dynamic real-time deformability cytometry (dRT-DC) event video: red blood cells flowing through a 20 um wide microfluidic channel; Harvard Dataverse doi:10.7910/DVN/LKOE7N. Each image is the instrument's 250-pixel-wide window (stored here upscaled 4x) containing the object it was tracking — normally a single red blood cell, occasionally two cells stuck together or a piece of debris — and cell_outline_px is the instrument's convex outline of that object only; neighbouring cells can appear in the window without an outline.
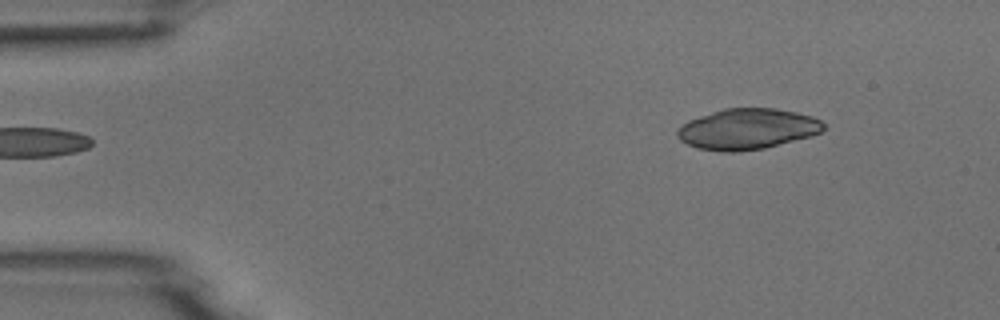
{"species": "common noctule bat (a hibernating species)", "species_latin": "Nyctalus noctula", "temperature_condition": "room temperature", "stored_images_in_passage": 6, "segment_of_instrument_passage": [2, 2], "camera_frame_rate_fps": 3000, "um_per_image_px": 0.085, "animal": {"sex": "male", "body_mass_g": 18.8}, "frame": {"image": 1, "passage_image": 6, "time_ms": 6.0, "image_size_px": [1000, 320], "cell_outline_px": [[824, 128], [820, 132], [812, 136], [764, 148], [740, 152], [720, 152], [700, 148], [688, 144], [680, 140], [676, 136], [676, 132], [688, 120], [724, 108], [776, 108], [796, 112], [812, 116], [820, 120], [824, 124]], "centroid_in_image_um": [63.54, 10.97], "position_along_channel_um": 21.5, "area_um2": 34.68}}